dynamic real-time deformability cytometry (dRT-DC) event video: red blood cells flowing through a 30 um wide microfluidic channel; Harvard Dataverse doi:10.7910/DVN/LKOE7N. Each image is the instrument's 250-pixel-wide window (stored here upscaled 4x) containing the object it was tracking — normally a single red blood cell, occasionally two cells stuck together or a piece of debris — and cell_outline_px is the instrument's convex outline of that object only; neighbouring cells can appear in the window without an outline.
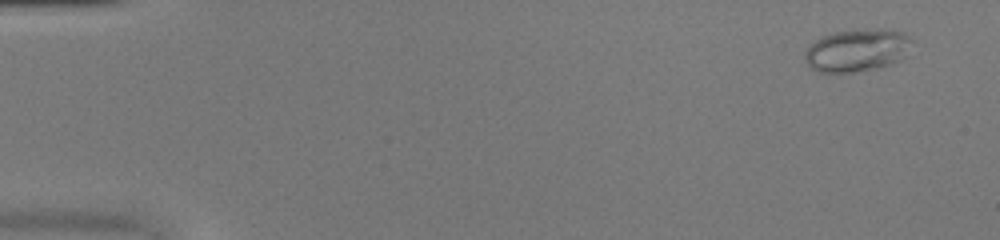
{"species": "common noctule bat (a hibernating species)", "species_latin": "Nyctalus noctula", "temperature_condition": "warm", "stored_images_in_passage": 50, "camera_frame_rate_fps": 3000, "um_per_image_px": 0.085, "animal": {"sex": "female", "body_mass_g": 20.0, "forearm_length_mm": 54.0}, "frame": {"image": 1, "passage_image": 2, "time_ms": 0.333, "image_size_px": [1000, 240], "cell_outline_px": [[912, 56], [876, 68], [852, 72], [820, 72], [812, 68], [804, 60], [804, 52], [808, 44], [824, 36], [836, 32], [868, 28], [880, 28], [904, 32], [912, 40]], "centroid_in_image_um": [72.91, 4.26], "position_along_channel_um": 12.1, "area_um2": 27.05}}
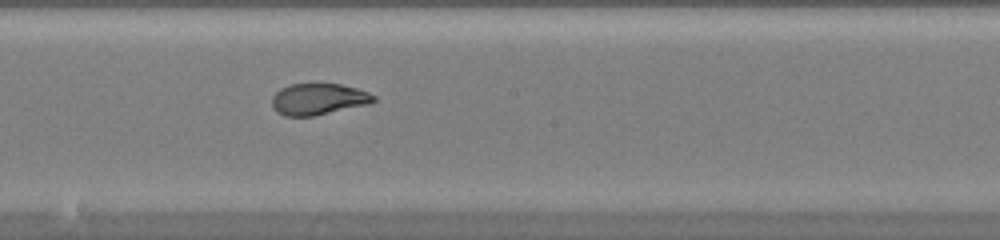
{"frame": {"image": 2, "passage_image": 28, "time_ms": 9.0, "image_size_px": [1000, 240], "cell_outline_px": [[376, 100], [368, 104], [312, 116], [284, 116], [276, 112], [272, 108], [272, 96], [280, 88], [292, 84], [340, 84], [356, 88], [368, 92], [376, 96]], "centroid_in_image_um": [27.03, 8.43], "position_along_channel_um": 221.2, "area_um2": 18.55}}
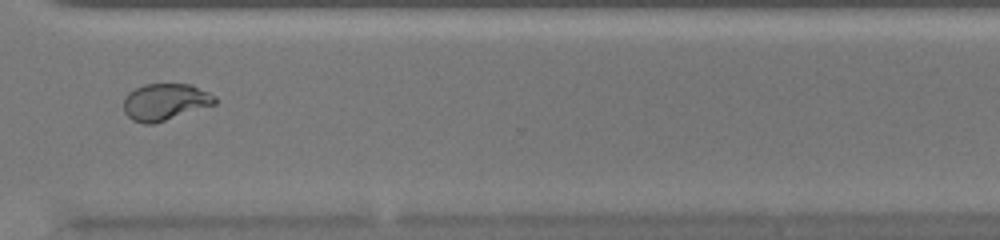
{"frame": {"image": 3, "passage_image": 38, "time_ms": 12.333, "image_size_px": [1000, 240], "cell_outline_px": [[216, 104], [152, 124], [144, 124], [132, 120], [124, 112], [124, 96], [128, 92], [144, 84], [192, 84], [216, 96]], "centroid_in_image_um": [14.02, 8.65], "position_along_channel_um": 356.6, "area_um2": 19.54}, "authors_computed_cell_mechanics": {"area_um2": 21.4438, "velocity_mm_per_s": 4.0615, "shape_relaxation_time_tau1_ms": null, "shape_relaxation_time_tau2_ms": 0.6226, "deformation_change_tau1": null, "deformation_change_tau2": 0.0489}}